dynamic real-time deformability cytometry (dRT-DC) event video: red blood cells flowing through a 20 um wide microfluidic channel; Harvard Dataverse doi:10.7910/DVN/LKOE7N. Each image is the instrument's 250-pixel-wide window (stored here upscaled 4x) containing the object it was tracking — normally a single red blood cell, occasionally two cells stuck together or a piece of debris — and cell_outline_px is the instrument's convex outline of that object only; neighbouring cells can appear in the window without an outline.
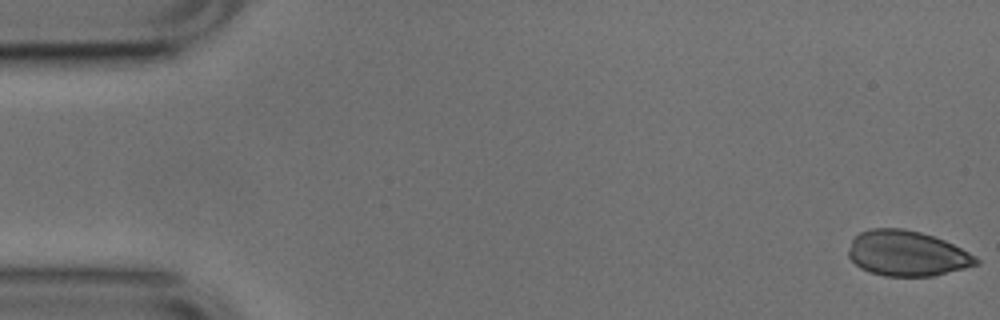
{"species": "common noctule bat (a hibernating species)", "species_latin": "Nyctalus noctula", "temperature_condition": "cold", "stored_images_in_passage": 16, "camera_frame_rate_fps": 3000, "um_per_image_px": 0.085, "animal": {"sex": "male", "body_mass_g": 17.9, "forearm_length_mm": 54.2}, "frame": {"image": 1, "passage_image": 1, "time_ms": 0.0, "image_size_px": [1000, 320], "cell_outline_px": [[980, 264], [932, 276], [884, 276], [860, 268], [848, 256], [848, 248], [852, 240], [860, 232], [872, 228], [904, 228], [920, 232], [944, 240], [976, 256], [980, 260]], "centroid_in_image_um": [77.09, 21.54], "position_along_channel_um": 7.9, "area_um2": 33.58}}